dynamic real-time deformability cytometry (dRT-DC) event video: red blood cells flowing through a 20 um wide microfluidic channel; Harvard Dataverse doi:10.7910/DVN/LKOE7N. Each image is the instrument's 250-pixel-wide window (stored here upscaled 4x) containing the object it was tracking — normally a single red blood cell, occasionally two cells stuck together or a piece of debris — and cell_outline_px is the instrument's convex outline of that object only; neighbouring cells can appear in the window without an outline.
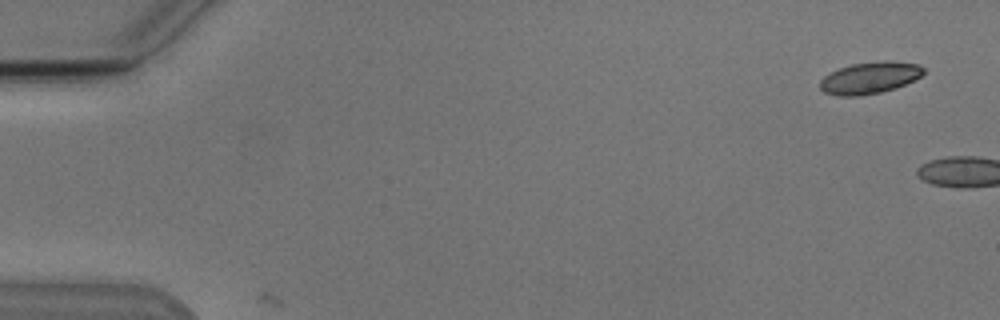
{"species": "Egyptian fruit bat (a non-hibernating species)", "species_latin": "Rousettus aegyptiacus", "temperature_condition": "cold", "stored_images_in_passage": 6, "camera_frame_rate_fps": 3000, "um_per_image_px": 0.085, "animal": {"sex": "male"}, "frame": {"image": 1, "passage_image": 1, "time_ms": 0.0, "image_size_px": [1000, 320], "cell_outline_px": [[924, 72], [920, 76], [896, 88], [880, 92], [860, 96], [840, 96], [824, 92], [820, 88], [820, 80], [824, 76], [840, 68], [852, 64], [884, 60], [888, 60], [920, 64], [924, 68]], "centroid_in_image_um": [73.93, 6.61], "position_along_channel_um": 11.1, "area_um2": 19.07}}
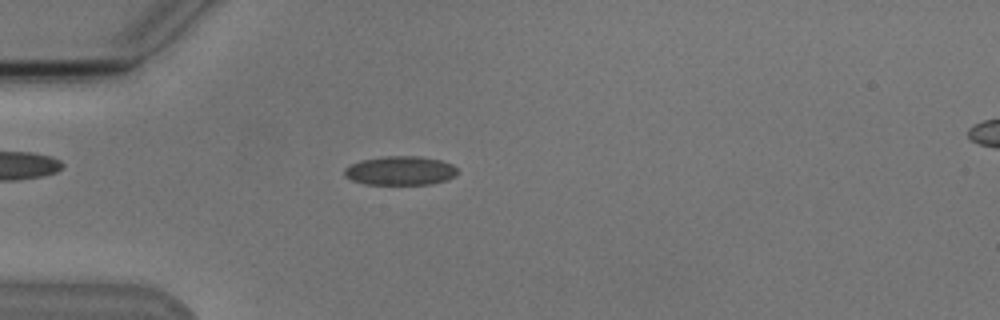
{"frame": {"image": 2, "passage_image": 5, "time_ms": 5.667, "image_size_px": [1000, 320], "cell_outline_px": [[460, 172], [456, 176], [448, 180], [432, 184], [364, 184], [352, 180], [344, 176], [344, 168], [360, 160], [384, 156], [420, 156], [440, 160], [452, 164]], "centroid_in_image_um": [34.05, 14.51], "position_along_channel_um": 50.9, "area_um2": 19.31}}